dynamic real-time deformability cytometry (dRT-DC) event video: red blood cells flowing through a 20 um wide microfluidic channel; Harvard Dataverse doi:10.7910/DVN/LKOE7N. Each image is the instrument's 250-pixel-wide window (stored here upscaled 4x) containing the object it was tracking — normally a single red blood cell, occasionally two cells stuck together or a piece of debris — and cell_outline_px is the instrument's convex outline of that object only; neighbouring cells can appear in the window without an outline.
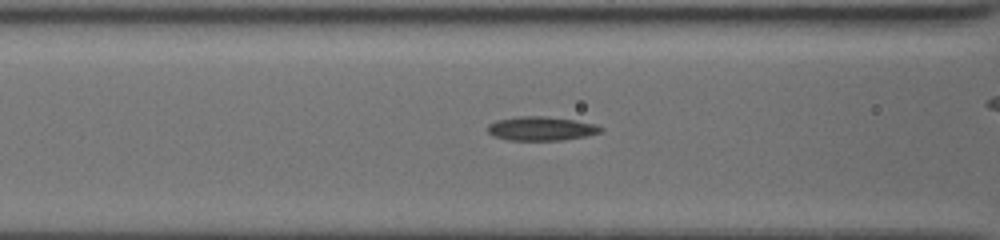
{"species": "common noctule bat (a hibernating species)", "species_latin": "Nyctalus noctula", "temperature_condition": "cold", "stored_images_in_passage": 39, "camera_frame_rate_fps": 3000, "um_per_image_px": 0.085, "animal": {"sex": "female", "body_mass_g": 19.5, "forearm_length_mm": 54.1}, "frame": {"image": 1, "passage_image": 9, "time_ms": 2.667, "image_size_px": [1000, 240], "cell_outline_px": [[604, 128], [600, 132], [584, 136], [564, 140], [508, 140], [492, 136], [488, 132], [488, 124], [496, 120], [520, 116], [544, 116], [572, 120], [596, 124]], "centroid_in_image_um": [45.96, 10.93], "position_along_channel_um": 120.6, "area_um2": 15.72}}
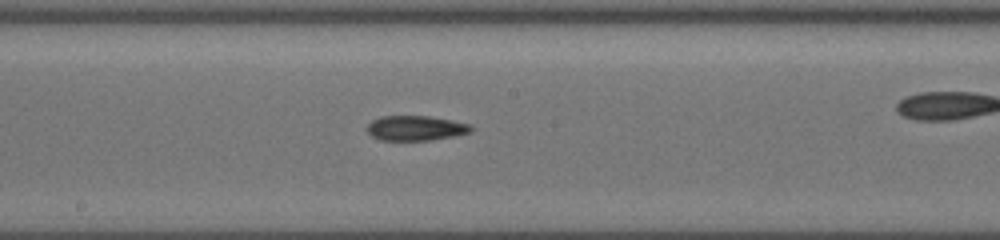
{"frame": {"image": 2, "passage_image": 16, "time_ms": 5.0, "image_size_px": [1000, 240], "cell_outline_px": [[472, 132], [452, 136], [428, 140], [380, 140], [372, 136], [368, 132], [368, 124], [372, 120], [380, 116], [428, 116], [452, 120], [468, 124], [472, 128]], "centroid_in_image_um": [35.31, 10.88], "position_along_channel_um": 212.9, "area_um2": 14.91}}
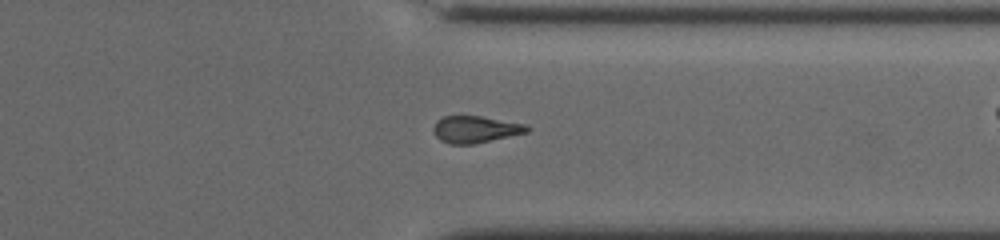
{"frame": {"image": 3, "passage_image": 28, "time_ms": 9.0, "image_size_px": [1000, 240], "cell_outline_px": [[532, 128], [528, 132], [472, 144], [448, 144], [440, 140], [436, 136], [432, 128], [436, 120], [444, 116], [480, 116], [524, 124]], "centroid_in_image_um": [40.37, 10.99], "position_along_channel_um": 371.0, "area_um2": 14.57}, "authors_computed_cell_mechanics": {"area_um2": 14.9124, "velocity_mm_per_s": 3.9558, "shape_relaxation_time_tau1_ms": null, "shape_relaxation_time_tau2_ms": 5.8855, "deformation_change_tau1": null, "deformation_change_tau2": 0.1461}}